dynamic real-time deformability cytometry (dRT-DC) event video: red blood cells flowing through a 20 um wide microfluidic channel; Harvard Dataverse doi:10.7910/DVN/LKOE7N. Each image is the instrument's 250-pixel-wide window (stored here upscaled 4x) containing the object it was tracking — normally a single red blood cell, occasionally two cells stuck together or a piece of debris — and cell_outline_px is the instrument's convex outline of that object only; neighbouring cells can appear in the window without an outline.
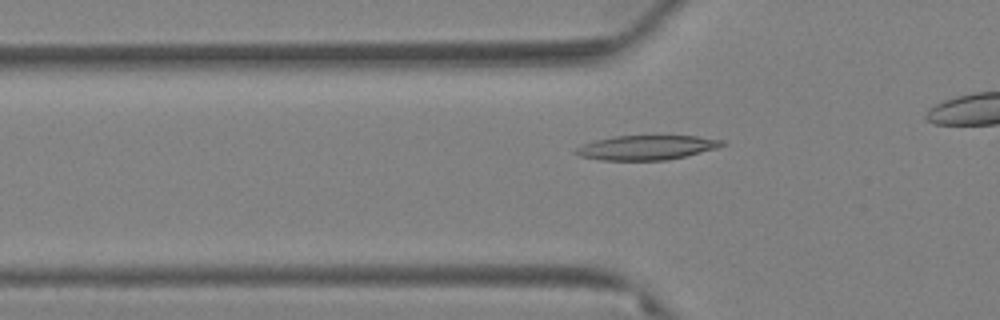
{"species": "Egyptian fruit bat (a non-hibernating species)", "species_latin": "Rousettus aegyptiacus", "temperature_condition": "warm", "stored_images_in_passage": 44, "camera_frame_rate_fps": 3000, "um_per_image_px": 0.085, "animal": {"sex": "female"}, "frame": {"image": 1, "passage_image": 14, "time_ms": 4.333, "image_size_px": [1000, 320], "cell_outline_px": [[728, 144], [716, 148], [668, 160], [600, 160], [580, 156], [572, 152], [580, 144], [612, 136], [696, 136], [724, 140]], "centroid_in_image_um": [54.92, 12.54], "position_along_channel_um": 70.9, "area_um2": 20.92}}
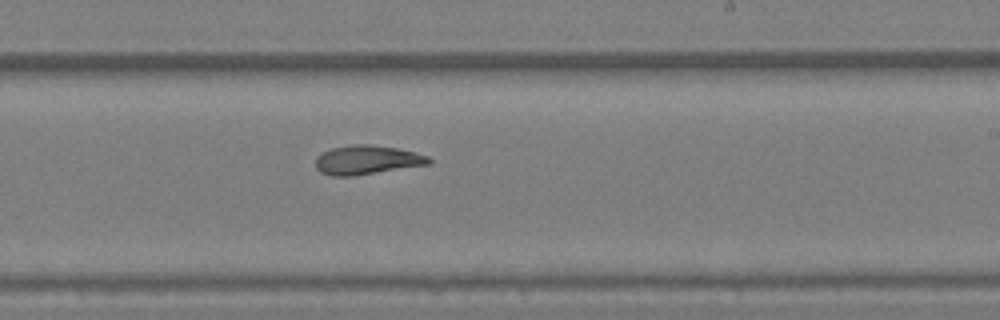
{"frame": {"image": 2, "passage_image": 31, "time_ms": 10.0, "image_size_px": [1000, 320], "cell_outline_px": [[432, 164], [352, 176], [332, 176], [320, 172], [316, 168], [316, 156], [332, 148], [352, 144], [372, 144], [396, 148], [416, 152], [428, 156], [432, 160]], "centroid_in_image_um": [31.21, 13.59], "position_along_channel_um": 257.8, "area_um2": 19.31}}
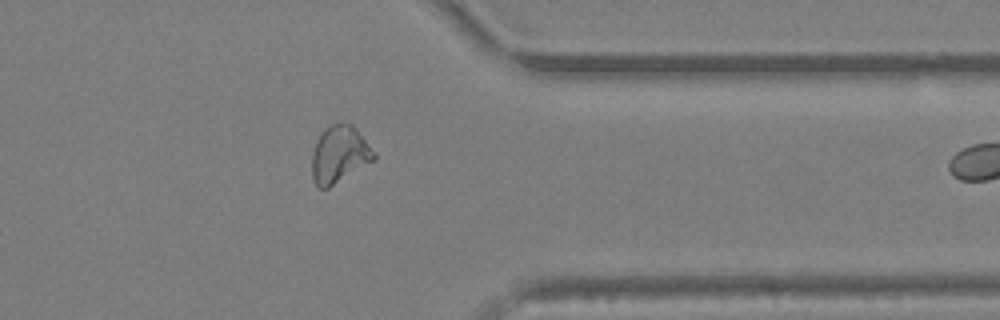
{"frame": {"image": 3, "passage_image": 43, "time_ms": 14.0, "image_size_px": [1000, 320], "cell_outline_px": [[376, 160], [328, 188], [320, 188], [312, 180], [312, 152], [316, 140], [320, 132], [328, 124], [352, 124], [356, 128], [376, 152]], "centroid_in_image_um": [28.85, 13.12], "position_along_channel_um": 382.5, "area_um2": 20.92}}